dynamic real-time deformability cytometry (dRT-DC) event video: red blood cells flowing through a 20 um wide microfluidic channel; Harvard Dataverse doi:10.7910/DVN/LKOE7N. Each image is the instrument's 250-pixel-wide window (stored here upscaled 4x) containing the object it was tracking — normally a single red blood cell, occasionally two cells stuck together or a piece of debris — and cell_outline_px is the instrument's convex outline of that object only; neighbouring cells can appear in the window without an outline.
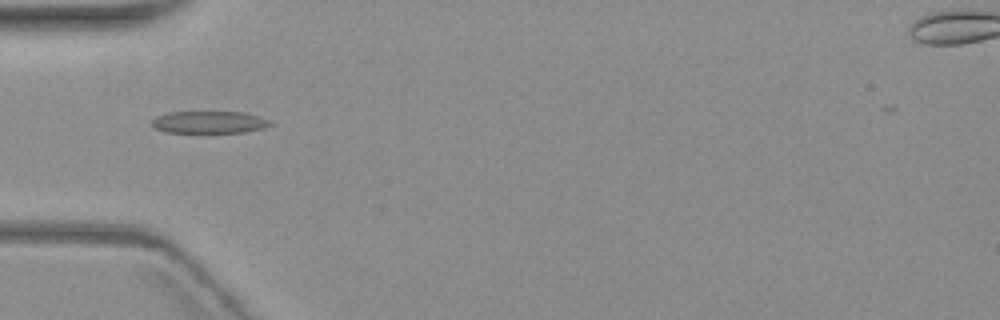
{"species": "common noctule bat (a hibernating species)", "species_latin": "Nyctalus noctula", "temperature_condition": "warm", "stored_images_in_passage": 8, "camera_frame_rate_fps": 3000, "um_per_image_px": 0.085, "animal": {"sex": "female", "body_mass_g": 19.3, "forearm_length_mm": 54.1}, "frame": {"image": 1, "passage_image": 5, "time_ms": 6.0, "image_size_px": [1000, 320], "cell_outline_px": [[272, 124], [264, 128], [244, 132], [164, 132], [152, 128], [152, 120], [156, 116], [168, 112], [244, 112], [268, 120]], "centroid_in_image_um": [17.72, 10.39], "position_along_channel_um": 67.3, "area_um2": 15.2}}
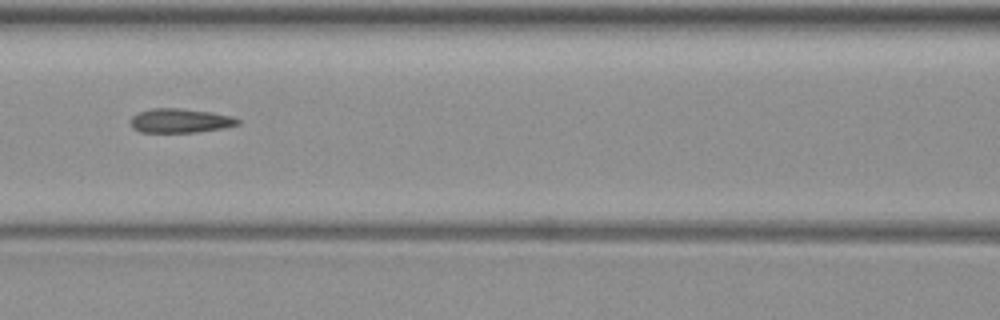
{"frame": {"image": 2, "passage_image": 7, "time_ms": 8.333, "image_size_px": [1000, 320], "cell_outline_px": [[240, 124], [224, 128], [196, 132], [140, 132], [132, 128], [132, 116], [140, 112], [152, 108], [180, 108], [212, 112], [232, 116], [240, 120]], "centroid_in_image_um": [15.35, 10.26], "position_along_channel_um": 151.3, "area_um2": 15.09}}
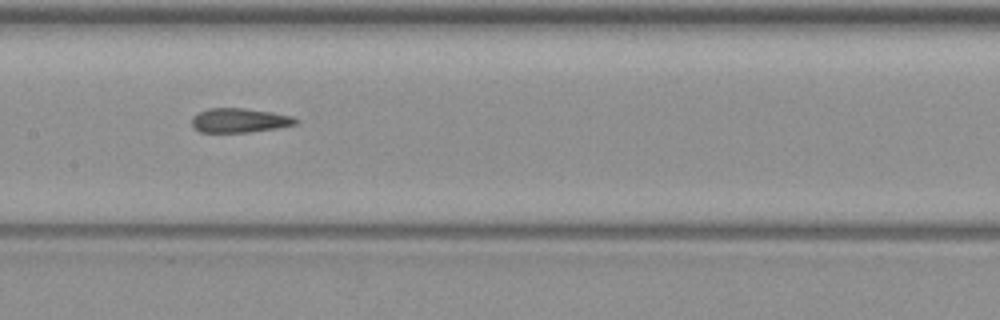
{"frame": {"image": 3, "passage_image": 8, "time_ms": 9.333, "image_size_px": [1000, 320], "cell_outline_px": [[300, 120], [296, 124], [276, 128], [248, 132], [200, 132], [192, 124], [192, 116], [196, 112], [208, 108], [244, 108], [292, 116]], "centroid_in_image_um": [20.32, 10.22], "position_along_channel_um": 187.1, "area_um2": 14.62}}